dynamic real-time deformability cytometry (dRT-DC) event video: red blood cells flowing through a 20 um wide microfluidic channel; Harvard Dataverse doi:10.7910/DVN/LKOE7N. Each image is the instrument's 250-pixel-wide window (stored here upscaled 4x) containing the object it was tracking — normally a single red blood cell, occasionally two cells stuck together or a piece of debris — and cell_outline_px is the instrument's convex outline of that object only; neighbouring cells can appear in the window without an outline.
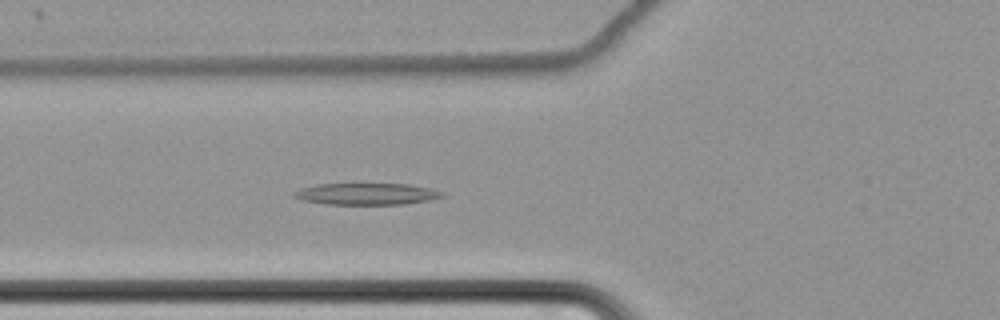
{"species": "common noctule bat (a hibernating species)", "species_latin": "Nyctalus noctula", "temperature_condition": "cold", "stored_images_in_passage": 66, "camera_frame_rate_fps": 3000, "um_per_image_px": 0.085, "animal": {"sex": "female", "body_mass_g": 22.7, "forearm_length_mm": 54.2}, "frame": {"image": 1, "passage_image": 29, "time_ms": 9.333, "image_size_px": [1000, 320], "cell_outline_px": [[444, 196], [432, 200], [404, 204], [324, 204], [300, 200], [292, 196], [292, 192], [300, 188], [316, 184], [408, 184], [432, 188], [444, 192]], "centroid_in_image_um": [31.15, 16.48], "position_along_channel_um": 94.7, "area_um2": 18.9}}
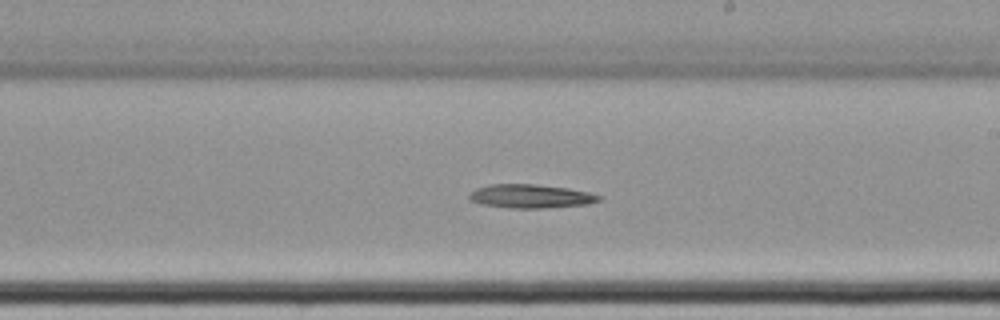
{"frame": {"image": 2, "passage_image": 42, "time_ms": 13.667, "image_size_px": [1000, 320], "cell_outline_px": [[600, 200], [588, 204], [540, 208], [508, 208], [480, 204], [472, 200], [468, 196], [468, 192], [476, 188], [488, 184], [532, 184], [568, 188], [588, 192], [600, 196]], "centroid_in_image_um": [45.04, 16.67], "position_along_channel_um": 244.0, "area_um2": 17.86}}
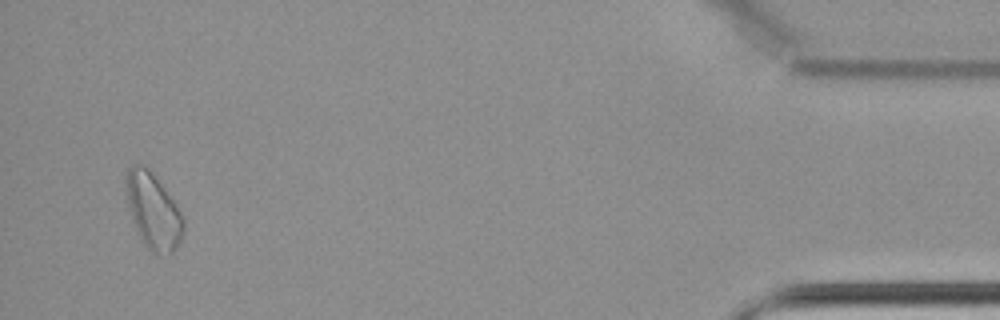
{"frame": {"image": 3, "passage_image": 64, "time_ms": 21.0, "image_size_px": [1000, 320], "cell_outline_px": [[184, 228], [180, 240], [176, 248], [172, 252], [156, 252], [148, 248], [144, 244], [136, 232], [128, 204], [124, 180], [124, 176], [128, 168], [132, 164], [144, 164], [148, 168], [176, 204], [184, 216]], "centroid_in_image_um": [12.99, 17.88], "position_along_channel_um": 422.2, "area_um2": 25.09}}